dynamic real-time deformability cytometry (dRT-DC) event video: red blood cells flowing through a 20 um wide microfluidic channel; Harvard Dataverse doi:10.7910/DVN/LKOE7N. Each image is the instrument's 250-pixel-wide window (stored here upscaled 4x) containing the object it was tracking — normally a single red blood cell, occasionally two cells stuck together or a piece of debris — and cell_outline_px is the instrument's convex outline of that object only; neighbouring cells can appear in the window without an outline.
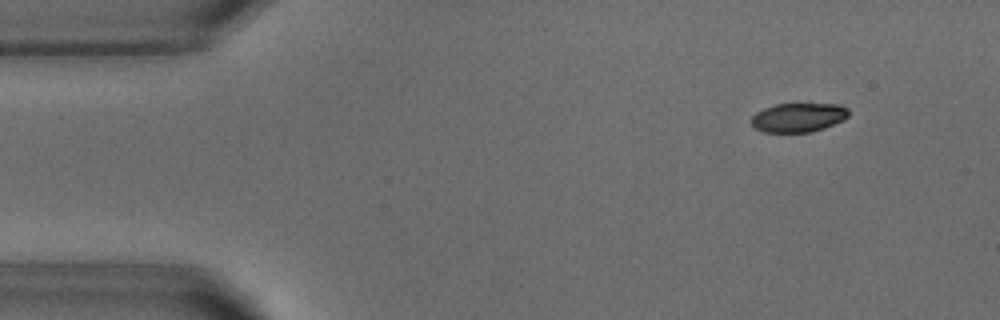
{"species": "common noctule bat (a hibernating species)", "species_latin": "Nyctalus noctula", "temperature_condition": "warm", "stored_images_in_passage": 53, "camera_frame_rate_fps": 3000, "um_per_image_px": 0.085, "animal": {"sex": "male", "body_mass_g": 18.8}, "frame": {"image": 1, "passage_image": 6, "time_ms": 1.667, "image_size_px": [1000, 320], "cell_outline_px": [[848, 116], [844, 120], [824, 128], [812, 132], [764, 132], [756, 128], [752, 124], [752, 116], [756, 112], [764, 108], [776, 104], [808, 100], [840, 104], [848, 108]], "centroid_in_image_um": [67.92, 9.91], "position_along_channel_um": 17.1, "area_um2": 17.4}}
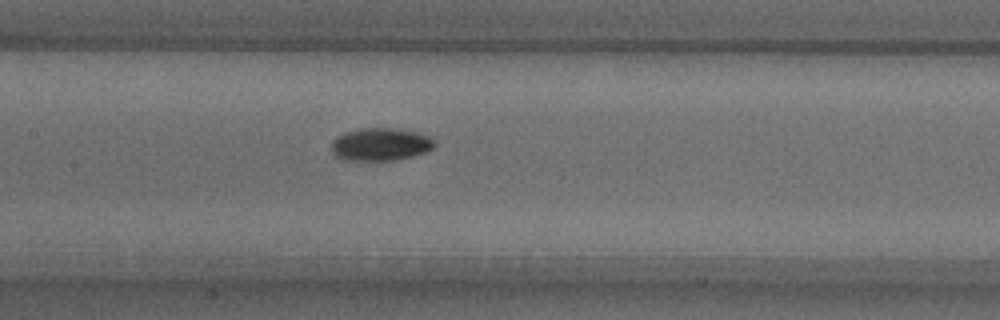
{"frame": {"image": 2, "passage_image": 25, "time_ms": 8.0, "image_size_px": [1000, 320], "cell_outline_px": [[436, 144], [432, 148], [424, 152], [412, 156], [396, 160], [344, 160], [336, 156], [332, 152], [332, 140], [336, 136], [344, 132], [360, 128], [392, 128], [416, 132], [428, 136]], "centroid_in_image_um": [32.3, 12.26], "position_along_channel_um": 175.1, "area_um2": 19.59}}
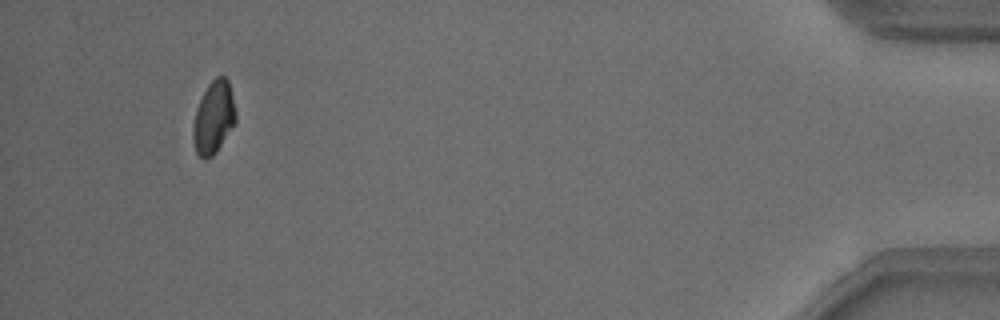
{"frame": {"image": 3, "passage_image": 50, "time_ms": 16.333, "image_size_px": [1000, 320], "cell_outline_px": [[236, 124], [216, 152], [212, 156], [204, 160], [196, 152], [192, 140], [192, 128], [196, 108], [208, 84], [216, 76], [224, 76], [228, 80], [236, 112]], "centroid_in_image_um": [18.16, 10.01], "position_along_channel_um": 417.0, "area_um2": 18.21}, "authors_computed_cell_mechanics": {"area_um2": 18.3226, "velocity_mm_per_s": 3.8107, "shape_relaxation_time_tau1_ms": 2.6276, "shape_relaxation_time_tau2_ms": null, "deformation_change_tau1": 0.1222, "deformation_change_tau2": null}}